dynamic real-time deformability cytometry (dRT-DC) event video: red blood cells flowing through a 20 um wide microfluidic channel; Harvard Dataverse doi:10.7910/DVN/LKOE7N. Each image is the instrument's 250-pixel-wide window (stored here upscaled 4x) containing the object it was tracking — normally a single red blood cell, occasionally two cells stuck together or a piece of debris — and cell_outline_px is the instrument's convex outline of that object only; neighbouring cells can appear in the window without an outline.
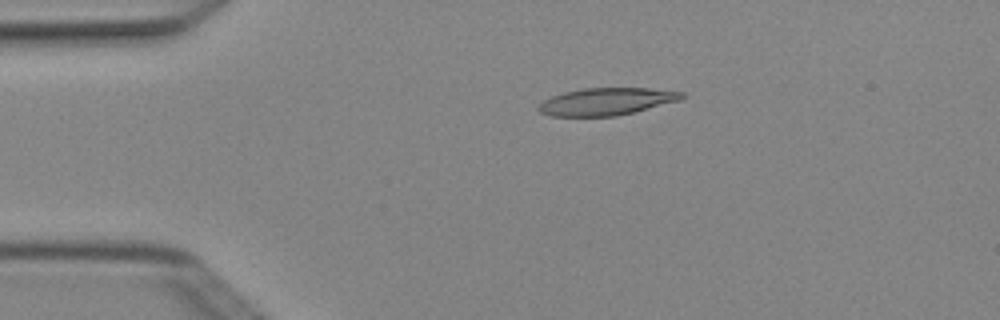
{"species": "Egyptian fruit bat (a non-hibernating species)", "species_latin": "Rousettus aegyptiacus", "temperature_condition": "cold", "stored_images_in_passage": 4, "camera_frame_rate_fps": 3000, "um_per_image_px": 0.085, "animal": {"sex": "female"}, "frame": {"image": 1, "passage_image": 3, "time_ms": 0.667, "image_size_px": [1000, 320], "cell_outline_px": [[684, 96], [680, 100], [616, 116], [552, 116], [540, 112], [536, 108], [544, 100], [552, 96], [564, 92], [584, 88], [648, 88], [684, 92]], "centroid_in_image_um": [51.53, 8.62], "position_along_channel_um": 33.5, "area_um2": 22.54}}